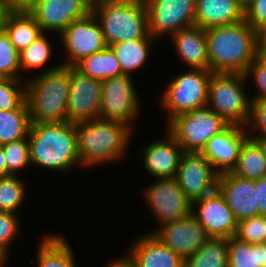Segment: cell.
<instances>
[{
	"mask_svg": "<svg viewBox=\"0 0 266 267\" xmlns=\"http://www.w3.org/2000/svg\"><path fill=\"white\" fill-rule=\"evenodd\" d=\"M27 11L43 32L60 35L71 22L88 16L92 7L86 0H37Z\"/></svg>",
	"mask_w": 266,
	"mask_h": 267,
	"instance_id": "16",
	"label": "cell"
},
{
	"mask_svg": "<svg viewBox=\"0 0 266 267\" xmlns=\"http://www.w3.org/2000/svg\"><path fill=\"white\" fill-rule=\"evenodd\" d=\"M102 99V81L82 74L70 66L68 121L98 119Z\"/></svg>",
	"mask_w": 266,
	"mask_h": 267,
	"instance_id": "14",
	"label": "cell"
},
{
	"mask_svg": "<svg viewBox=\"0 0 266 267\" xmlns=\"http://www.w3.org/2000/svg\"><path fill=\"white\" fill-rule=\"evenodd\" d=\"M144 194L159 227L192 214V201L183 193L175 177L156 179L144 189Z\"/></svg>",
	"mask_w": 266,
	"mask_h": 267,
	"instance_id": "10",
	"label": "cell"
},
{
	"mask_svg": "<svg viewBox=\"0 0 266 267\" xmlns=\"http://www.w3.org/2000/svg\"><path fill=\"white\" fill-rule=\"evenodd\" d=\"M126 254L136 267H184V259L152 233L136 239Z\"/></svg>",
	"mask_w": 266,
	"mask_h": 267,
	"instance_id": "21",
	"label": "cell"
},
{
	"mask_svg": "<svg viewBox=\"0 0 266 267\" xmlns=\"http://www.w3.org/2000/svg\"><path fill=\"white\" fill-rule=\"evenodd\" d=\"M247 127L229 124L214 135L200 152L218 173L232 171L238 162L240 148L248 137Z\"/></svg>",
	"mask_w": 266,
	"mask_h": 267,
	"instance_id": "18",
	"label": "cell"
},
{
	"mask_svg": "<svg viewBox=\"0 0 266 267\" xmlns=\"http://www.w3.org/2000/svg\"><path fill=\"white\" fill-rule=\"evenodd\" d=\"M217 189L224 196L237 221L259 215L255 180L229 171L218 175Z\"/></svg>",
	"mask_w": 266,
	"mask_h": 267,
	"instance_id": "19",
	"label": "cell"
},
{
	"mask_svg": "<svg viewBox=\"0 0 266 267\" xmlns=\"http://www.w3.org/2000/svg\"><path fill=\"white\" fill-rule=\"evenodd\" d=\"M108 267H136V265L132 262V260L126 255L121 258H117L116 260L110 261L108 263Z\"/></svg>",
	"mask_w": 266,
	"mask_h": 267,
	"instance_id": "44",
	"label": "cell"
},
{
	"mask_svg": "<svg viewBox=\"0 0 266 267\" xmlns=\"http://www.w3.org/2000/svg\"><path fill=\"white\" fill-rule=\"evenodd\" d=\"M232 172L249 180H257L266 176V158L252 138L247 137L243 142L237 165Z\"/></svg>",
	"mask_w": 266,
	"mask_h": 267,
	"instance_id": "29",
	"label": "cell"
},
{
	"mask_svg": "<svg viewBox=\"0 0 266 267\" xmlns=\"http://www.w3.org/2000/svg\"><path fill=\"white\" fill-rule=\"evenodd\" d=\"M26 82L0 78V111L19 108L26 101Z\"/></svg>",
	"mask_w": 266,
	"mask_h": 267,
	"instance_id": "36",
	"label": "cell"
},
{
	"mask_svg": "<svg viewBox=\"0 0 266 267\" xmlns=\"http://www.w3.org/2000/svg\"><path fill=\"white\" fill-rule=\"evenodd\" d=\"M10 176L7 170L6 159L3 152V146L0 145V177Z\"/></svg>",
	"mask_w": 266,
	"mask_h": 267,
	"instance_id": "46",
	"label": "cell"
},
{
	"mask_svg": "<svg viewBox=\"0 0 266 267\" xmlns=\"http://www.w3.org/2000/svg\"><path fill=\"white\" fill-rule=\"evenodd\" d=\"M3 152L10 175H17L18 171L32 165L28 135L25 138L3 145Z\"/></svg>",
	"mask_w": 266,
	"mask_h": 267,
	"instance_id": "35",
	"label": "cell"
},
{
	"mask_svg": "<svg viewBox=\"0 0 266 267\" xmlns=\"http://www.w3.org/2000/svg\"><path fill=\"white\" fill-rule=\"evenodd\" d=\"M30 125L27 101L17 109L0 111V145L25 138L29 134Z\"/></svg>",
	"mask_w": 266,
	"mask_h": 267,
	"instance_id": "27",
	"label": "cell"
},
{
	"mask_svg": "<svg viewBox=\"0 0 266 267\" xmlns=\"http://www.w3.org/2000/svg\"><path fill=\"white\" fill-rule=\"evenodd\" d=\"M8 254L7 252H5L2 248H0V267L4 266V263L6 264L7 262H5L8 259ZM3 265V266H2Z\"/></svg>",
	"mask_w": 266,
	"mask_h": 267,
	"instance_id": "49",
	"label": "cell"
},
{
	"mask_svg": "<svg viewBox=\"0 0 266 267\" xmlns=\"http://www.w3.org/2000/svg\"><path fill=\"white\" fill-rule=\"evenodd\" d=\"M62 235H46L37 250L38 267H76L73 249Z\"/></svg>",
	"mask_w": 266,
	"mask_h": 267,
	"instance_id": "25",
	"label": "cell"
},
{
	"mask_svg": "<svg viewBox=\"0 0 266 267\" xmlns=\"http://www.w3.org/2000/svg\"><path fill=\"white\" fill-rule=\"evenodd\" d=\"M196 0H144L149 33L154 39L172 36L195 25Z\"/></svg>",
	"mask_w": 266,
	"mask_h": 267,
	"instance_id": "11",
	"label": "cell"
},
{
	"mask_svg": "<svg viewBox=\"0 0 266 267\" xmlns=\"http://www.w3.org/2000/svg\"><path fill=\"white\" fill-rule=\"evenodd\" d=\"M247 81L241 73H212L210 77L207 105L228 124L247 127L251 109V100L244 93Z\"/></svg>",
	"mask_w": 266,
	"mask_h": 267,
	"instance_id": "6",
	"label": "cell"
},
{
	"mask_svg": "<svg viewBox=\"0 0 266 267\" xmlns=\"http://www.w3.org/2000/svg\"><path fill=\"white\" fill-rule=\"evenodd\" d=\"M28 139L32 165L63 174L81 164L75 122L31 123Z\"/></svg>",
	"mask_w": 266,
	"mask_h": 267,
	"instance_id": "2",
	"label": "cell"
},
{
	"mask_svg": "<svg viewBox=\"0 0 266 267\" xmlns=\"http://www.w3.org/2000/svg\"><path fill=\"white\" fill-rule=\"evenodd\" d=\"M76 130L79 159L84 167L122 159L133 132L125 124L99 118L76 122Z\"/></svg>",
	"mask_w": 266,
	"mask_h": 267,
	"instance_id": "4",
	"label": "cell"
},
{
	"mask_svg": "<svg viewBox=\"0 0 266 267\" xmlns=\"http://www.w3.org/2000/svg\"><path fill=\"white\" fill-rule=\"evenodd\" d=\"M257 57L266 64V41H258Z\"/></svg>",
	"mask_w": 266,
	"mask_h": 267,
	"instance_id": "48",
	"label": "cell"
},
{
	"mask_svg": "<svg viewBox=\"0 0 266 267\" xmlns=\"http://www.w3.org/2000/svg\"><path fill=\"white\" fill-rule=\"evenodd\" d=\"M68 61L61 65L74 66L83 57L102 51L107 45L101 26L94 14L71 22L60 34Z\"/></svg>",
	"mask_w": 266,
	"mask_h": 267,
	"instance_id": "12",
	"label": "cell"
},
{
	"mask_svg": "<svg viewBox=\"0 0 266 267\" xmlns=\"http://www.w3.org/2000/svg\"><path fill=\"white\" fill-rule=\"evenodd\" d=\"M252 138L261 149L263 156L266 158V136H248Z\"/></svg>",
	"mask_w": 266,
	"mask_h": 267,
	"instance_id": "47",
	"label": "cell"
},
{
	"mask_svg": "<svg viewBox=\"0 0 266 267\" xmlns=\"http://www.w3.org/2000/svg\"><path fill=\"white\" fill-rule=\"evenodd\" d=\"M157 39H134L118 42L110 46L119 61L122 72L132 75V71L138 70L147 62L149 57V45Z\"/></svg>",
	"mask_w": 266,
	"mask_h": 267,
	"instance_id": "28",
	"label": "cell"
},
{
	"mask_svg": "<svg viewBox=\"0 0 266 267\" xmlns=\"http://www.w3.org/2000/svg\"><path fill=\"white\" fill-rule=\"evenodd\" d=\"M249 125H251L253 133H248V136H266V99L251 101L250 118L247 127ZM255 128L258 133L253 130Z\"/></svg>",
	"mask_w": 266,
	"mask_h": 267,
	"instance_id": "41",
	"label": "cell"
},
{
	"mask_svg": "<svg viewBox=\"0 0 266 267\" xmlns=\"http://www.w3.org/2000/svg\"><path fill=\"white\" fill-rule=\"evenodd\" d=\"M192 215L211 238L228 239L236 234L238 221L218 189L192 202Z\"/></svg>",
	"mask_w": 266,
	"mask_h": 267,
	"instance_id": "15",
	"label": "cell"
},
{
	"mask_svg": "<svg viewBox=\"0 0 266 267\" xmlns=\"http://www.w3.org/2000/svg\"><path fill=\"white\" fill-rule=\"evenodd\" d=\"M218 175L200 152H184L175 179L183 193L194 202L217 189Z\"/></svg>",
	"mask_w": 266,
	"mask_h": 267,
	"instance_id": "13",
	"label": "cell"
},
{
	"mask_svg": "<svg viewBox=\"0 0 266 267\" xmlns=\"http://www.w3.org/2000/svg\"><path fill=\"white\" fill-rule=\"evenodd\" d=\"M246 79L252 78L256 87L259 90L255 96L250 97L251 101L266 99V64L256 57L248 66L245 72ZM251 76V77H250Z\"/></svg>",
	"mask_w": 266,
	"mask_h": 267,
	"instance_id": "39",
	"label": "cell"
},
{
	"mask_svg": "<svg viewBox=\"0 0 266 267\" xmlns=\"http://www.w3.org/2000/svg\"><path fill=\"white\" fill-rule=\"evenodd\" d=\"M11 10H28L37 0H5Z\"/></svg>",
	"mask_w": 266,
	"mask_h": 267,
	"instance_id": "43",
	"label": "cell"
},
{
	"mask_svg": "<svg viewBox=\"0 0 266 267\" xmlns=\"http://www.w3.org/2000/svg\"><path fill=\"white\" fill-rule=\"evenodd\" d=\"M209 71L245 74L257 57L258 31L245 20L205 29Z\"/></svg>",
	"mask_w": 266,
	"mask_h": 267,
	"instance_id": "1",
	"label": "cell"
},
{
	"mask_svg": "<svg viewBox=\"0 0 266 267\" xmlns=\"http://www.w3.org/2000/svg\"><path fill=\"white\" fill-rule=\"evenodd\" d=\"M11 11L6 1L0 0V32L4 30L6 18Z\"/></svg>",
	"mask_w": 266,
	"mask_h": 267,
	"instance_id": "45",
	"label": "cell"
},
{
	"mask_svg": "<svg viewBox=\"0 0 266 267\" xmlns=\"http://www.w3.org/2000/svg\"><path fill=\"white\" fill-rule=\"evenodd\" d=\"M112 0H86V2L93 8L97 4L103 3V2H109Z\"/></svg>",
	"mask_w": 266,
	"mask_h": 267,
	"instance_id": "51",
	"label": "cell"
},
{
	"mask_svg": "<svg viewBox=\"0 0 266 267\" xmlns=\"http://www.w3.org/2000/svg\"><path fill=\"white\" fill-rule=\"evenodd\" d=\"M243 4H245L249 0H240Z\"/></svg>",
	"mask_w": 266,
	"mask_h": 267,
	"instance_id": "53",
	"label": "cell"
},
{
	"mask_svg": "<svg viewBox=\"0 0 266 267\" xmlns=\"http://www.w3.org/2000/svg\"><path fill=\"white\" fill-rule=\"evenodd\" d=\"M4 30L19 53L44 33L27 10H12L6 18Z\"/></svg>",
	"mask_w": 266,
	"mask_h": 267,
	"instance_id": "24",
	"label": "cell"
},
{
	"mask_svg": "<svg viewBox=\"0 0 266 267\" xmlns=\"http://www.w3.org/2000/svg\"><path fill=\"white\" fill-rule=\"evenodd\" d=\"M167 131L184 152H201L206 143L229 124L208 105L178 114L168 123Z\"/></svg>",
	"mask_w": 266,
	"mask_h": 267,
	"instance_id": "7",
	"label": "cell"
},
{
	"mask_svg": "<svg viewBox=\"0 0 266 267\" xmlns=\"http://www.w3.org/2000/svg\"><path fill=\"white\" fill-rule=\"evenodd\" d=\"M45 34L44 32L30 46L19 53L21 73L26 74V71L40 70L51 59L52 46L49 43L50 39H47Z\"/></svg>",
	"mask_w": 266,
	"mask_h": 267,
	"instance_id": "32",
	"label": "cell"
},
{
	"mask_svg": "<svg viewBox=\"0 0 266 267\" xmlns=\"http://www.w3.org/2000/svg\"><path fill=\"white\" fill-rule=\"evenodd\" d=\"M21 75L19 52L3 30L0 32V78L23 80Z\"/></svg>",
	"mask_w": 266,
	"mask_h": 267,
	"instance_id": "34",
	"label": "cell"
},
{
	"mask_svg": "<svg viewBox=\"0 0 266 267\" xmlns=\"http://www.w3.org/2000/svg\"><path fill=\"white\" fill-rule=\"evenodd\" d=\"M258 41H266V25L258 31Z\"/></svg>",
	"mask_w": 266,
	"mask_h": 267,
	"instance_id": "50",
	"label": "cell"
},
{
	"mask_svg": "<svg viewBox=\"0 0 266 267\" xmlns=\"http://www.w3.org/2000/svg\"><path fill=\"white\" fill-rule=\"evenodd\" d=\"M17 175L0 177V211L17 213L25 199L26 188Z\"/></svg>",
	"mask_w": 266,
	"mask_h": 267,
	"instance_id": "33",
	"label": "cell"
},
{
	"mask_svg": "<svg viewBox=\"0 0 266 267\" xmlns=\"http://www.w3.org/2000/svg\"><path fill=\"white\" fill-rule=\"evenodd\" d=\"M255 188H257L259 215L266 217V176L255 180Z\"/></svg>",
	"mask_w": 266,
	"mask_h": 267,
	"instance_id": "42",
	"label": "cell"
},
{
	"mask_svg": "<svg viewBox=\"0 0 266 267\" xmlns=\"http://www.w3.org/2000/svg\"><path fill=\"white\" fill-rule=\"evenodd\" d=\"M178 55L191 69L209 71L205 29L197 25L179 30L171 36Z\"/></svg>",
	"mask_w": 266,
	"mask_h": 267,
	"instance_id": "23",
	"label": "cell"
},
{
	"mask_svg": "<svg viewBox=\"0 0 266 267\" xmlns=\"http://www.w3.org/2000/svg\"><path fill=\"white\" fill-rule=\"evenodd\" d=\"M211 75V71L190 68V71L179 74L168 83L160 98L162 107L168 111V122L178 114L207 105Z\"/></svg>",
	"mask_w": 266,
	"mask_h": 267,
	"instance_id": "8",
	"label": "cell"
},
{
	"mask_svg": "<svg viewBox=\"0 0 266 267\" xmlns=\"http://www.w3.org/2000/svg\"><path fill=\"white\" fill-rule=\"evenodd\" d=\"M150 233L184 260L211 238L192 214L166 223Z\"/></svg>",
	"mask_w": 266,
	"mask_h": 267,
	"instance_id": "17",
	"label": "cell"
},
{
	"mask_svg": "<svg viewBox=\"0 0 266 267\" xmlns=\"http://www.w3.org/2000/svg\"><path fill=\"white\" fill-rule=\"evenodd\" d=\"M165 140H156L145 147L143 161L146 172L156 179L175 177L184 153L176 139L167 131Z\"/></svg>",
	"mask_w": 266,
	"mask_h": 267,
	"instance_id": "20",
	"label": "cell"
},
{
	"mask_svg": "<svg viewBox=\"0 0 266 267\" xmlns=\"http://www.w3.org/2000/svg\"><path fill=\"white\" fill-rule=\"evenodd\" d=\"M132 80L131 75L123 74L102 81L99 119L120 122L133 129L131 124L139 116L141 102Z\"/></svg>",
	"mask_w": 266,
	"mask_h": 267,
	"instance_id": "9",
	"label": "cell"
},
{
	"mask_svg": "<svg viewBox=\"0 0 266 267\" xmlns=\"http://www.w3.org/2000/svg\"><path fill=\"white\" fill-rule=\"evenodd\" d=\"M228 267H266L265 243L250 244L235 236L228 238Z\"/></svg>",
	"mask_w": 266,
	"mask_h": 267,
	"instance_id": "31",
	"label": "cell"
},
{
	"mask_svg": "<svg viewBox=\"0 0 266 267\" xmlns=\"http://www.w3.org/2000/svg\"><path fill=\"white\" fill-rule=\"evenodd\" d=\"M244 20L256 31L266 25V0H249L244 4Z\"/></svg>",
	"mask_w": 266,
	"mask_h": 267,
	"instance_id": "40",
	"label": "cell"
},
{
	"mask_svg": "<svg viewBox=\"0 0 266 267\" xmlns=\"http://www.w3.org/2000/svg\"><path fill=\"white\" fill-rule=\"evenodd\" d=\"M25 83L31 123L68 121L70 66L47 68Z\"/></svg>",
	"mask_w": 266,
	"mask_h": 267,
	"instance_id": "3",
	"label": "cell"
},
{
	"mask_svg": "<svg viewBox=\"0 0 266 267\" xmlns=\"http://www.w3.org/2000/svg\"><path fill=\"white\" fill-rule=\"evenodd\" d=\"M265 243H266V217H265Z\"/></svg>",
	"mask_w": 266,
	"mask_h": 267,
	"instance_id": "52",
	"label": "cell"
},
{
	"mask_svg": "<svg viewBox=\"0 0 266 267\" xmlns=\"http://www.w3.org/2000/svg\"><path fill=\"white\" fill-rule=\"evenodd\" d=\"M184 267H228V239L210 238L184 260Z\"/></svg>",
	"mask_w": 266,
	"mask_h": 267,
	"instance_id": "30",
	"label": "cell"
},
{
	"mask_svg": "<svg viewBox=\"0 0 266 267\" xmlns=\"http://www.w3.org/2000/svg\"><path fill=\"white\" fill-rule=\"evenodd\" d=\"M244 20V4L240 0H196L195 25L208 29Z\"/></svg>",
	"mask_w": 266,
	"mask_h": 267,
	"instance_id": "22",
	"label": "cell"
},
{
	"mask_svg": "<svg viewBox=\"0 0 266 267\" xmlns=\"http://www.w3.org/2000/svg\"><path fill=\"white\" fill-rule=\"evenodd\" d=\"M16 213L0 211V248L9 252V246L15 242V237L20 234V223Z\"/></svg>",
	"mask_w": 266,
	"mask_h": 267,
	"instance_id": "38",
	"label": "cell"
},
{
	"mask_svg": "<svg viewBox=\"0 0 266 267\" xmlns=\"http://www.w3.org/2000/svg\"><path fill=\"white\" fill-rule=\"evenodd\" d=\"M92 13L107 46L134 39H154L149 33L144 0H112L97 4Z\"/></svg>",
	"mask_w": 266,
	"mask_h": 267,
	"instance_id": "5",
	"label": "cell"
},
{
	"mask_svg": "<svg viewBox=\"0 0 266 267\" xmlns=\"http://www.w3.org/2000/svg\"><path fill=\"white\" fill-rule=\"evenodd\" d=\"M74 67L82 74L99 81L124 74L110 46H106L102 51L83 57Z\"/></svg>",
	"mask_w": 266,
	"mask_h": 267,
	"instance_id": "26",
	"label": "cell"
},
{
	"mask_svg": "<svg viewBox=\"0 0 266 267\" xmlns=\"http://www.w3.org/2000/svg\"><path fill=\"white\" fill-rule=\"evenodd\" d=\"M265 262H266V243H265Z\"/></svg>",
	"mask_w": 266,
	"mask_h": 267,
	"instance_id": "54",
	"label": "cell"
},
{
	"mask_svg": "<svg viewBox=\"0 0 266 267\" xmlns=\"http://www.w3.org/2000/svg\"><path fill=\"white\" fill-rule=\"evenodd\" d=\"M235 237L250 244L265 243V216L258 215L238 221Z\"/></svg>",
	"mask_w": 266,
	"mask_h": 267,
	"instance_id": "37",
	"label": "cell"
}]
</instances>
